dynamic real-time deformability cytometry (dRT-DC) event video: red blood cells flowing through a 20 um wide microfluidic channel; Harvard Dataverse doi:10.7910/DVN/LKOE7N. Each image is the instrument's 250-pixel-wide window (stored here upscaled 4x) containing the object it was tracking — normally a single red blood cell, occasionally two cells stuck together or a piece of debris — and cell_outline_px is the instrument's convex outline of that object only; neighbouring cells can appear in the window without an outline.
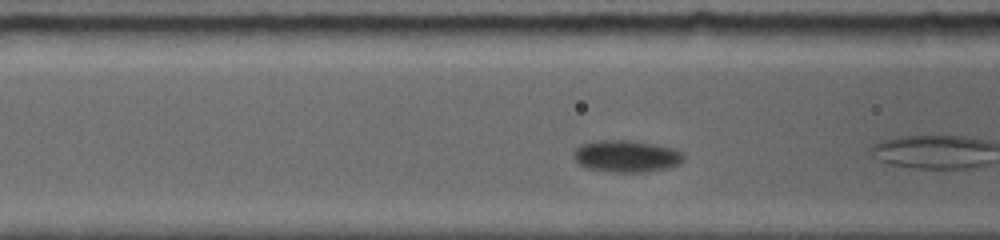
{"species": "common noctule bat (a hibernating species)", "species_latin": "Nyctalus noctula", "temperature_condition": "room temperature", "stored_images_in_passage": 17, "camera_frame_rate_fps": 5000, "um_per_image_px": 0.085, "animal": {"sex": "female", "body_mass_g": 19.0, "forearm_length_mm": 56.7}, "frame": {"image": 1, "passage_image": 8, "time_ms": 1.8, "image_size_px": [1000, 240], "cell_outline_px": [[684, 160], [676, 164], [664, 168], [644, 172], [612, 172], [588, 168], [580, 164], [572, 156], [572, 152], [580, 144], [592, 140], [632, 140], [676, 148], [684, 156]], "centroid_in_image_um": [53.19, 13.25], "position_along_channel_um": 113.4, "area_um2": 20.52}}
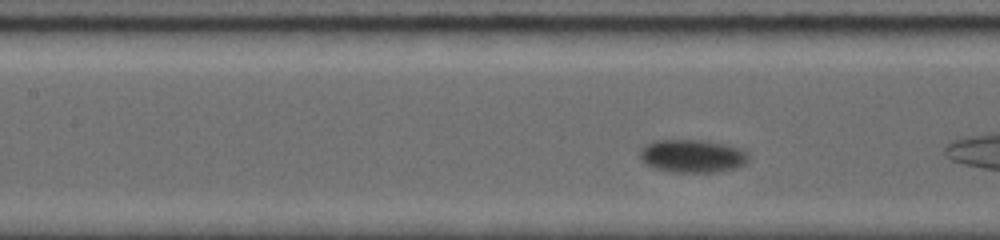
{"frame": {"image": 2, "passage_image": 12, "time_ms": 2.8, "image_size_px": [1000, 240], "cell_outline_px": [[748, 160], [744, 164], [736, 168], [716, 172], [668, 172], [644, 164], [640, 156], [640, 148], [644, 144], [656, 140], [704, 140], [728, 144], [740, 148], [748, 156]], "centroid_in_image_um": [58.82, 13.26], "position_along_channel_um": 148.6, "area_um2": 21.1}}